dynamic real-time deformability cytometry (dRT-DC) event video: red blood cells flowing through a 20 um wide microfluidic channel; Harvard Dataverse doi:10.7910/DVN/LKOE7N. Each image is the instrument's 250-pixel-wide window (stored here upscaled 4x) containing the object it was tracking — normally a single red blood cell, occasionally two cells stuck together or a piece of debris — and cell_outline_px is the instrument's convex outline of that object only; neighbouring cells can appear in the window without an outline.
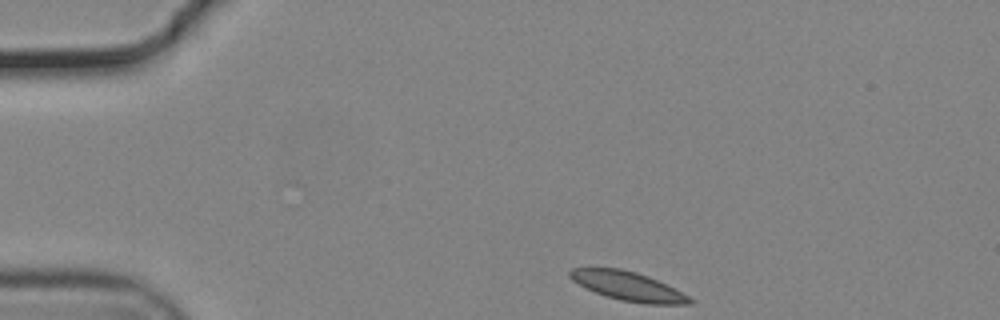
{"species": "common noctule bat (a hibernating species)", "species_latin": "Nyctalus noctula", "temperature_condition": "cold", "stored_images_in_passage": 38, "camera_frame_rate_fps": 3000, "um_per_image_px": 0.085, "animal": {"sex": "male", "body_mass_g": 19.2, "forearm_length_mm": 51.8}, "frame": {"image": 1, "passage_image": 1, "time_ms": 0.0, "image_size_px": [1000, 320], "cell_outline_px": [[696, 304], [644, 304], [620, 300], [604, 296], [572, 280], [568, 276], [568, 272], [572, 268], [620, 268], [636, 272], [648, 276], [696, 300]], "centroid_in_image_um": [53.39, 24.33], "position_along_channel_um": 31.6, "area_um2": 20.06}}
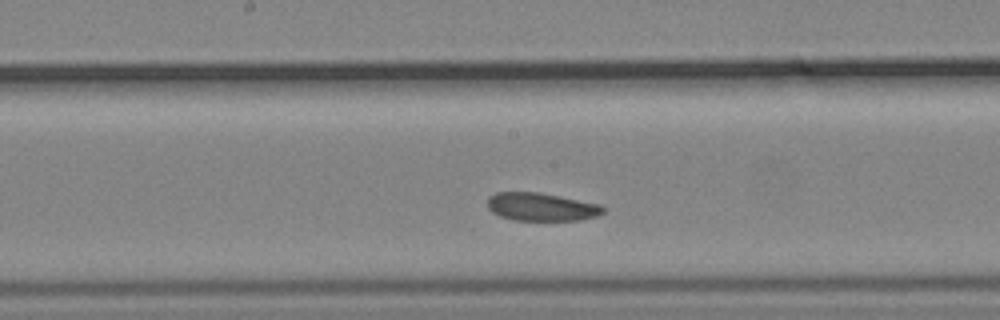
{"frame": {"image": 2, "passage_image": 20, "time_ms": 6.333, "image_size_px": [1000, 320], "cell_outline_px": [[604, 212], [600, 216], [580, 220], [512, 220], [500, 216], [492, 212], [488, 208], [488, 196], [496, 192], [540, 192], [600, 204], [604, 208]], "centroid_in_image_um": [46.02, 17.58], "position_along_channel_um": 202.2, "area_um2": 19.07}}
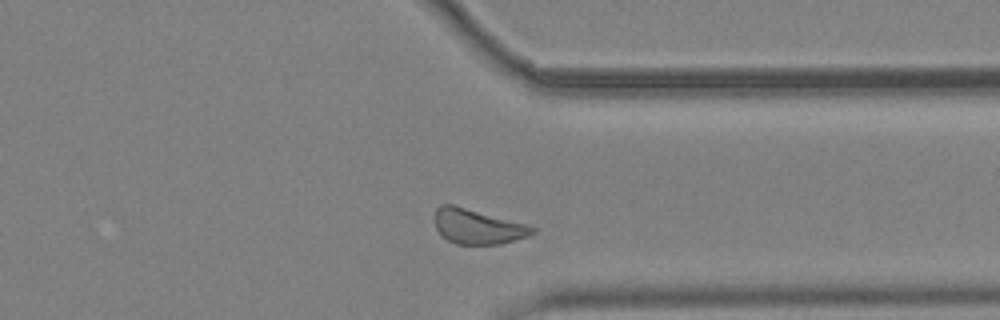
{"frame": {"image": 3, "passage_image": 34, "time_ms": 11.0, "image_size_px": [1000, 320], "cell_outline_px": [[536, 232], [528, 236], [500, 244], [456, 244], [448, 240], [436, 228], [436, 208], [440, 204], [456, 204], [528, 224], [536, 228]], "centroid_in_image_um": [40.63, 19.23], "position_along_channel_um": 370.8, "area_um2": 20.0}, "authors_computed_cell_mechanics": {"area_um2": 19.941, "velocity_mm_per_s": 3.6356, "shape_relaxation_time_tau1_ms": 2.8965, "shape_relaxation_time_tau2_ms": 8.9905, "deformation_change_tau1": 0.0412, "deformation_change_tau2": 0.1225}}